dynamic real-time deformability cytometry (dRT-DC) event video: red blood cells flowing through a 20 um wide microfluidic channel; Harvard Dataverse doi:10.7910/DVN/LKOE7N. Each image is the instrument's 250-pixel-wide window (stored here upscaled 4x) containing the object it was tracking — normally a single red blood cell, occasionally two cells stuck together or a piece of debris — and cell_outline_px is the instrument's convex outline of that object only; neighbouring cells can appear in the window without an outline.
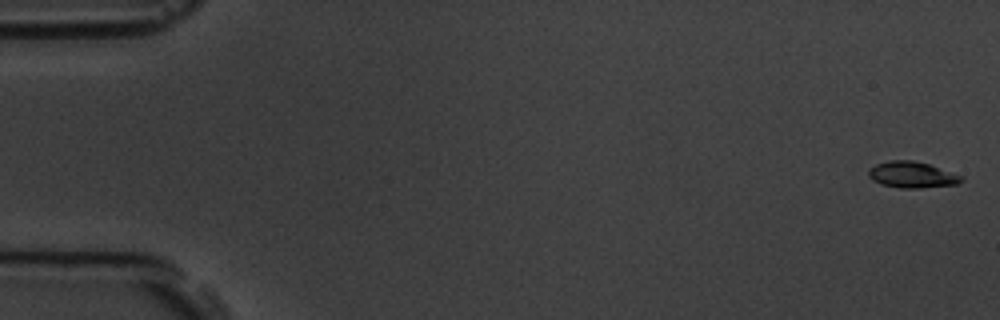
{"species": "common noctule bat (a hibernating species)", "species_latin": "Nyctalus noctula", "temperature_condition": "room temperature", "stored_images_in_passage": 5, "camera_frame_rate_fps": 3000, "um_per_image_px": 0.085, "animal": {"sex": "male", "body_mass_g": 19.5, "forearm_length_mm": 54.6}, "frame": {"image": 1, "passage_image": 1, "time_ms": 0.0, "image_size_px": [1000, 320], "cell_outline_px": [[964, 180], [956, 184], [920, 188], [900, 188], [880, 184], [872, 180], [868, 176], [868, 168], [876, 164], [892, 160], [912, 160], [928, 164], [964, 176]], "centroid_in_image_um": [77.5, 14.86], "position_along_channel_um": 7.5, "area_um2": 14.22}}
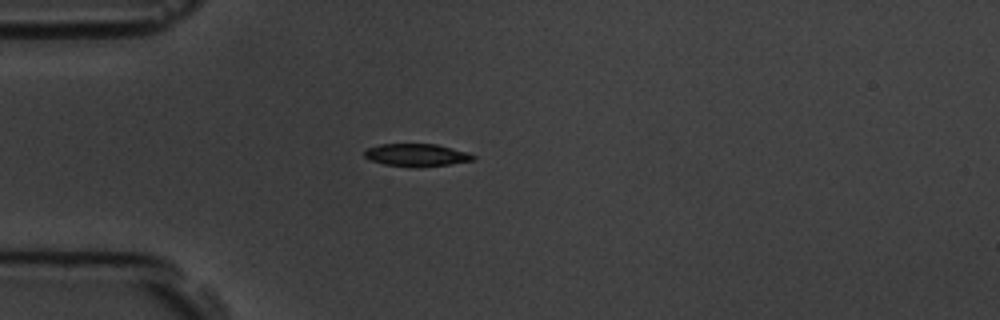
{"frame": {"image": 2, "passage_image": 5, "time_ms": 4.667, "image_size_px": [1000, 320], "cell_outline_px": [[476, 160], [448, 164], [412, 168], [384, 164], [372, 160], [364, 156], [364, 152], [368, 148], [380, 144], [436, 144], [468, 152], [476, 156]], "centroid_in_image_um": [35.43, 13.18], "position_along_channel_um": 49.6, "area_um2": 14.33}}